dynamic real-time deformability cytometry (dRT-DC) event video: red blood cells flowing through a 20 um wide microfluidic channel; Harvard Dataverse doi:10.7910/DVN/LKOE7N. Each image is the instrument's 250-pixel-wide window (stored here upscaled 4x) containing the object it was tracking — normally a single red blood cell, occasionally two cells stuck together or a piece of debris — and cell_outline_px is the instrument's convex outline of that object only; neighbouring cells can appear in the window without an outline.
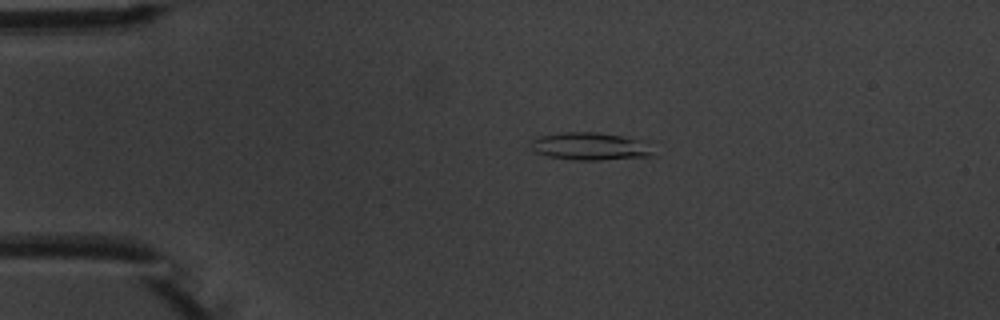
{"species": "common noctule bat (a hibernating species)", "species_latin": "Nyctalus noctula", "temperature_condition": "warm", "stored_images_in_passage": 2, "camera_frame_rate_fps": 3000, "um_per_image_px": 0.085, "animal": {"sex": "male", "body_mass_g": 20.1, "forearm_length_mm": 53.5}, "frame": {"image": 1, "passage_image": 1, "time_ms": 0.0, "image_size_px": [1000, 320], "cell_outline_px": [[656, 156], [604, 160], [576, 160], [548, 156], [536, 152], [528, 144], [532, 140], [540, 136], [564, 132], [596, 132], [620, 136], [636, 140], [652, 152]], "centroid_in_image_um": [50.06, 12.45], "position_along_channel_um": 34.9, "area_um2": 19.25}}